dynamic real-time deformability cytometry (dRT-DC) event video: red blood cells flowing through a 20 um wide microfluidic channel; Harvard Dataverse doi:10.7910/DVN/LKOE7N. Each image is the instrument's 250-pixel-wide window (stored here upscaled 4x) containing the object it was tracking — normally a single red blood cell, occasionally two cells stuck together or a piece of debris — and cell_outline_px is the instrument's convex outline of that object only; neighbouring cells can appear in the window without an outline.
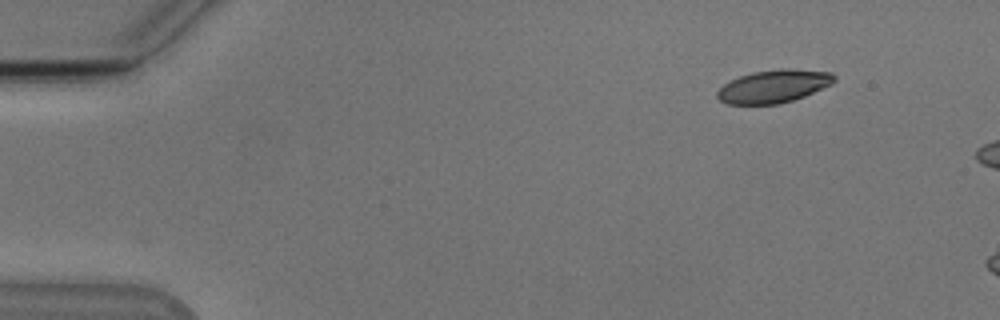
{"species": "Egyptian fruit bat (a non-hibernating species)", "species_latin": "Rousettus aegyptiacus", "temperature_condition": "cold", "stored_images_in_passage": 6, "camera_frame_rate_fps": 3000, "um_per_image_px": 0.085, "animal": {"sex": "male"}, "frame": {"image": 1, "passage_image": 1, "time_ms": 0.0, "image_size_px": [1000, 320], "cell_outline_px": [[836, 80], [832, 84], [804, 96], [792, 100], [776, 104], [728, 104], [720, 100], [716, 96], [716, 92], [724, 84], [740, 76], [752, 72], [832, 72], [836, 76]], "centroid_in_image_um": [65.71, 7.4], "position_along_channel_um": 19.3, "area_um2": 21.15}}